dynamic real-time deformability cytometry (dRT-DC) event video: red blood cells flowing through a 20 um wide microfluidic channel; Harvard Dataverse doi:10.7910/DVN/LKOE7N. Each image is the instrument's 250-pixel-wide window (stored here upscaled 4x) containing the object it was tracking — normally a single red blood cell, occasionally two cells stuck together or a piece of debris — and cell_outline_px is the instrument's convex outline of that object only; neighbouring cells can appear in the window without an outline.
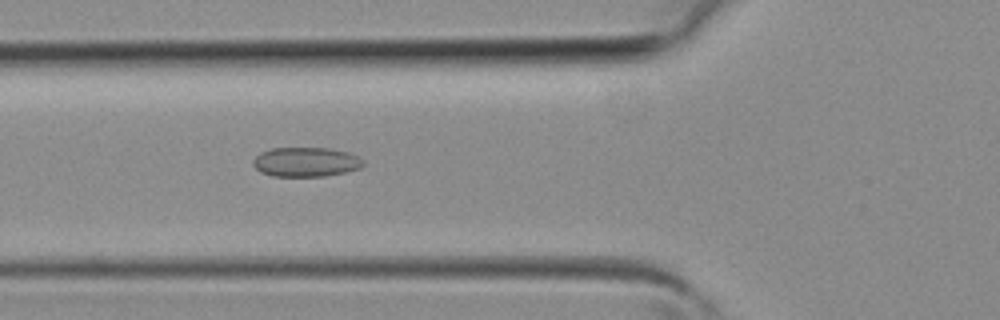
{"species": "common noctule bat (a hibernating species)", "species_latin": "Nyctalus noctula", "temperature_condition": "room temperature", "stored_images_in_passage": 39, "camera_frame_rate_fps": 3000, "um_per_image_px": 0.085, "animal": {"sex": "female", "body_mass_g": 19.3, "forearm_length_mm": 54.1}, "frame": {"image": 1, "passage_image": 14, "time_ms": 4.333, "image_size_px": [1000, 320], "cell_outline_px": [[364, 164], [360, 168], [344, 172], [324, 176], [272, 176], [260, 172], [252, 164], [252, 160], [260, 152], [272, 148], [328, 148], [348, 152], [364, 160]], "centroid_in_image_um": [25.97, 13.76], "position_along_channel_um": 99.8, "area_um2": 18.9}}
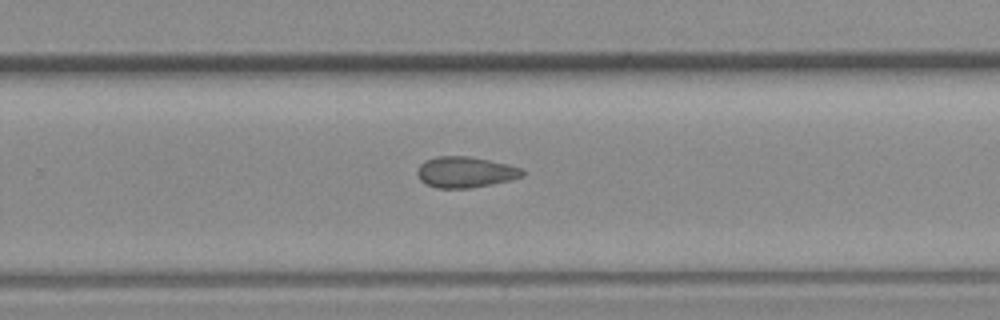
{"frame": {"image": 2, "passage_image": 25, "time_ms": 8.0, "image_size_px": [1000, 320], "cell_outline_px": [[524, 176], [508, 180], [472, 188], [436, 188], [424, 184], [416, 176], [416, 172], [420, 164], [424, 160], [436, 156], [468, 156], [508, 164], [520, 168], [524, 172]], "centroid_in_image_um": [39.48, 14.63], "position_along_channel_um": 290.3, "area_um2": 19.02}}
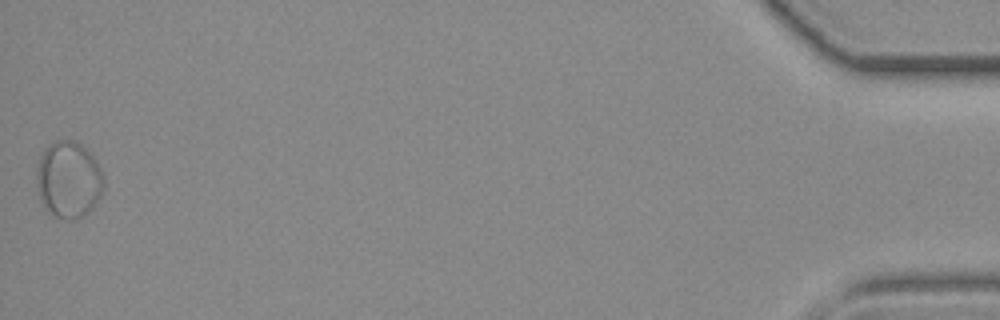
{"frame": {"image": 3, "passage_image": 39, "time_ms": 12.667, "image_size_px": [1000, 320], "cell_outline_px": [[104, 188], [100, 196], [92, 208], [84, 216], [72, 220], [68, 220], [56, 216], [40, 200], [36, 188], [36, 172], [40, 156], [44, 148], [52, 140], [76, 140], [96, 160], [104, 176]], "centroid_in_image_um": [5.82, 15.24], "position_along_channel_um": 429.4, "area_um2": 30.17}}